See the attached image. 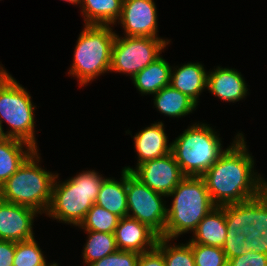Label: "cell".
<instances>
[{
    "label": "cell",
    "instance_id": "obj_1",
    "mask_svg": "<svg viewBox=\"0 0 267 266\" xmlns=\"http://www.w3.org/2000/svg\"><path fill=\"white\" fill-rule=\"evenodd\" d=\"M236 134L231 145L201 176L216 206L246 202L267 189V180L254 170L256 162L243 132Z\"/></svg>",
    "mask_w": 267,
    "mask_h": 266
},
{
    "label": "cell",
    "instance_id": "obj_2",
    "mask_svg": "<svg viewBox=\"0 0 267 266\" xmlns=\"http://www.w3.org/2000/svg\"><path fill=\"white\" fill-rule=\"evenodd\" d=\"M104 178L99 172L87 169L62 181L57 173L46 216L79 227L95 203Z\"/></svg>",
    "mask_w": 267,
    "mask_h": 266
},
{
    "label": "cell",
    "instance_id": "obj_3",
    "mask_svg": "<svg viewBox=\"0 0 267 266\" xmlns=\"http://www.w3.org/2000/svg\"><path fill=\"white\" fill-rule=\"evenodd\" d=\"M168 197L173 199L167 205L165 238L168 239L177 240L182 234L193 232L216 207L202 177L186 176Z\"/></svg>",
    "mask_w": 267,
    "mask_h": 266
},
{
    "label": "cell",
    "instance_id": "obj_4",
    "mask_svg": "<svg viewBox=\"0 0 267 266\" xmlns=\"http://www.w3.org/2000/svg\"><path fill=\"white\" fill-rule=\"evenodd\" d=\"M40 154L39 149H36L2 185L0 198L45 215L50 205L57 173L42 168Z\"/></svg>",
    "mask_w": 267,
    "mask_h": 266
},
{
    "label": "cell",
    "instance_id": "obj_5",
    "mask_svg": "<svg viewBox=\"0 0 267 266\" xmlns=\"http://www.w3.org/2000/svg\"><path fill=\"white\" fill-rule=\"evenodd\" d=\"M113 26L84 25L74 49L68 76L77 78L79 87L110 72L112 45L116 36Z\"/></svg>",
    "mask_w": 267,
    "mask_h": 266
},
{
    "label": "cell",
    "instance_id": "obj_6",
    "mask_svg": "<svg viewBox=\"0 0 267 266\" xmlns=\"http://www.w3.org/2000/svg\"><path fill=\"white\" fill-rule=\"evenodd\" d=\"M210 124L194 122L171 143V153L185 176L201 177L226 150Z\"/></svg>",
    "mask_w": 267,
    "mask_h": 266
},
{
    "label": "cell",
    "instance_id": "obj_7",
    "mask_svg": "<svg viewBox=\"0 0 267 266\" xmlns=\"http://www.w3.org/2000/svg\"><path fill=\"white\" fill-rule=\"evenodd\" d=\"M35 109L30 92L0 64V125H9L5 137L16 138L39 148L35 130Z\"/></svg>",
    "mask_w": 267,
    "mask_h": 266
},
{
    "label": "cell",
    "instance_id": "obj_8",
    "mask_svg": "<svg viewBox=\"0 0 267 266\" xmlns=\"http://www.w3.org/2000/svg\"><path fill=\"white\" fill-rule=\"evenodd\" d=\"M227 232L244 235L248 250L267 254V189L242 203L224 205Z\"/></svg>",
    "mask_w": 267,
    "mask_h": 266
},
{
    "label": "cell",
    "instance_id": "obj_9",
    "mask_svg": "<svg viewBox=\"0 0 267 266\" xmlns=\"http://www.w3.org/2000/svg\"><path fill=\"white\" fill-rule=\"evenodd\" d=\"M170 41L168 38L122 37L116 33L112 45L110 72L126 74L132 79L157 59Z\"/></svg>",
    "mask_w": 267,
    "mask_h": 266
},
{
    "label": "cell",
    "instance_id": "obj_10",
    "mask_svg": "<svg viewBox=\"0 0 267 266\" xmlns=\"http://www.w3.org/2000/svg\"><path fill=\"white\" fill-rule=\"evenodd\" d=\"M127 216L147 225L159 237H165L167 197L150 189L127 170Z\"/></svg>",
    "mask_w": 267,
    "mask_h": 266
},
{
    "label": "cell",
    "instance_id": "obj_11",
    "mask_svg": "<svg viewBox=\"0 0 267 266\" xmlns=\"http://www.w3.org/2000/svg\"><path fill=\"white\" fill-rule=\"evenodd\" d=\"M143 184L164 196H168L176 186L186 177L172 153L150 161L137 167L125 166Z\"/></svg>",
    "mask_w": 267,
    "mask_h": 266
},
{
    "label": "cell",
    "instance_id": "obj_12",
    "mask_svg": "<svg viewBox=\"0 0 267 266\" xmlns=\"http://www.w3.org/2000/svg\"><path fill=\"white\" fill-rule=\"evenodd\" d=\"M157 12L154 0H123L116 24H120L124 36L162 38L158 36Z\"/></svg>",
    "mask_w": 267,
    "mask_h": 266
},
{
    "label": "cell",
    "instance_id": "obj_13",
    "mask_svg": "<svg viewBox=\"0 0 267 266\" xmlns=\"http://www.w3.org/2000/svg\"><path fill=\"white\" fill-rule=\"evenodd\" d=\"M38 211L0 198V240L20 242L34 238Z\"/></svg>",
    "mask_w": 267,
    "mask_h": 266
},
{
    "label": "cell",
    "instance_id": "obj_14",
    "mask_svg": "<svg viewBox=\"0 0 267 266\" xmlns=\"http://www.w3.org/2000/svg\"><path fill=\"white\" fill-rule=\"evenodd\" d=\"M114 235L118 250L139 254L154 249L159 238L147 225L129 216L120 218Z\"/></svg>",
    "mask_w": 267,
    "mask_h": 266
},
{
    "label": "cell",
    "instance_id": "obj_15",
    "mask_svg": "<svg viewBox=\"0 0 267 266\" xmlns=\"http://www.w3.org/2000/svg\"><path fill=\"white\" fill-rule=\"evenodd\" d=\"M244 76L230 67L217 66L208 71L207 90L215 97L225 102H240L249 95Z\"/></svg>",
    "mask_w": 267,
    "mask_h": 266
},
{
    "label": "cell",
    "instance_id": "obj_16",
    "mask_svg": "<svg viewBox=\"0 0 267 266\" xmlns=\"http://www.w3.org/2000/svg\"><path fill=\"white\" fill-rule=\"evenodd\" d=\"M133 137L137 154L136 167L146 161L162 158L171 153L172 143L165 132L164 123L158 121L137 132Z\"/></svg>",
    "mask_w": 267,
    "mask_h": 266
},
{
    "label": "cell",
    "instance_id": "obj_17",
    "mask_svg": "<svg viewBox=\"0 0 267 266\" xmlns=\"http://www.w3.org/2000/svg\"><path fill=\"white\" fill-rule=\"evenodd\" d=\"M207 75L208 71L200 62L172 66L170 85L199 105V96L207 89Z\"/></svg>",
    "mask_w": 267,
    "mask_h": 266
},
{
    "label": "cell",
    "instance_id": "obj_18",
    "mask_svg": "<svg viewBox=\"0 0 267 266\" xmlns=\"http://www.w3.org/2000/svg\"><path fill=\"white\" fill-rule=\"evenodd\" d=\"M192 233L190 243L222 248L227 235L224 205L211 210Z\"/></svg>",
    "mask_w": 267,
    "mask_h": 266
},
{
    "label": "cell",
    "instance_id": "obj_19",
    "mask_svg": "<svg viewBox=\"0 0 267 266\" xmlns=\"http://www.w3.org/2000/svg\"><path fill=\"white\" fill-rule=\"evenodd\" d=\"M121 178H104L95 204L105 208L107 211L116 214L120 218L127 216V170H121Z\"/></svg>",
    "mask_w": 267,
    "mask_h": 266
},
{
    "label": "cell",
    "instance_id": "obj_20",
    "mask_svg": "<svg viewBox=\"0 0 267 266\" xmlns=\"http://www.w3.org/2000/svg\"><path fill=\"white\" fill-rule=\"evenodd\" d=\"M35 150L31 144L16 138L0 139V188Z\"/></svg>",
    "mask_w": 267,
    "mask_h": 266
},
{
    "label": "cell",
    "instance_id": "obj_21",
    "mask_svg": "<svg viewBox=\"0 0 267 266\" xmlns=\"http://www.w3.org/2000/svg\"><path fill=\"white\" fill-rule=\"evenodd\" d=\"M171 70L172 66L160 55L131 80L141 96H152L170 85Z\"/></svg>",
    "mask_w": 267,
    "mask_h": 266
},
{
    "label": "cell",
    "instance_id": "obj_22",
    "mask_svg": "<svg viewBox=\"0 0 267 266\" xmlns=\"http://www.w3.org/2000/svg\"><path fill=\"white\" fill-rule=\"evenodd\" d=\"M123 0H81L79 8L84 25L117 26Z\"/></svg>",
    "mask_w": 267,
    "mask_h": 266
},
{
    "label": "cell",
    "instance_id": "obj_23",
    "mask_svg": "<svg viewBox=\"0 0 267 266\" xmlns=\"http://www.w3.org/2000/svg\"><path fill=\"white\" fill-rule=\"evenodd\" d=\"M153 104L159 113L169 118H181L193 113L197 109V104L187 95L173 88L171 85L165 86L159 92L152 95Z\"/></svg>",
    "mask_w": 267,
    "mask_h": 266
},
{
    "label": "cell",
    "instance_id": "obj_24",
    "mask_svg": "<svg viewBox=\"0 0 267 266\" xmlns=\"http://www.w3.org/2000/svg\"><path fill=\"white\" fill-rule=\"evenodd\" d=\"M87 234L82 250L84 266L100 260L118 250L115 235L96 231H84Z\"/></svg>",
    "mask_w": 267,
    "mask_h": 266
},
{
    "label": "cell",
    "instance_id": "obj_25",
    "mask_svg": "<svg viewBox=\"0 0 267 266\" xmlns=\"http://www.w3.org/2000/svg\"><path fill=\"white\" fill-rule=\"evenodd\" d=\"M170 241L174 239L159 237L156 243V248L164 256L166 266H196L189 241L178 245Z\"/></svg>",
    "mask_w": 267,
    "mask_h": 266
},
{
    "label": "cell",
    "instance_id": "obj_26",
    "mask_svg": "<svg viewBox=\"0 0 267 266\" xmlns=\"http://www.w3.org/2000/svg\"><path fill=\"white\" fill-rule=\"evenodd\" d=\"M119 220V216L94 203L78 228L84 231L114 234Z\"/></svg>",
    "mask_w": 267,
    "mask_h": 266
},
{
    "label": "cell",
    "instance_id": "obj_27",
    "mask_svg": "<svg viewBox=\"0 0 267 266\" xmlns=\"http://www.w3.org/2000/svg\"><path fill=\"white\" fill-rule=\"evenodd\" d=\"M43 253L35 237L16 242L13 266H56L58 264L54 261L48 263Z\"/></svg>",
    "mask_w": 267,
    "mask_h": 266
},
{
    "label": "cell",
    "instance_id": "obj_28",
    "mask_svg": "<svg viewBox=\"0 0 267 266\" xmlns=\"http://www.w3.org/2000/svg\"><path fill=\"white\" fill-rule=\"evenodd\" d=\"M196 266H227L228 259L220 247L190 243Z\"/></svg>",
    "mask_w": 267,
    "mask_h": 266
},
{
    "label": "cell",
    "instance_id": "obj_29",
    "mask_svg": "<svg viewBox=\"0 0 267 266\" xmlns=\"http://www.w3.org/2000/svg\"><path fill=\"white\" fill-rule=\"evenodd\" d=\"M139 253L117 250L88 266H137Z\"/></svg>",
    "mask_w": 267,
    "mask_h": 266
},
{
    "label": "cell",
    "instance_id": "obj_30",
    "mask_svg": "<svg viewBox=\"0 0 267 266\" xmlns=\"http://www.w3.org/2000/svg\"><path fill=\"white\" fill-rule=\"evenodd\" d=\"M245 238L241 233L227 232L226 240L222 247L227 259L241 256L248 251Z\"/></svg>",
    "mask_w": 267,
    "mask_h": 266
},
{
    "label": "cell",
    "instance_id": "obj_31",
    "mask_svg": "<svg viewBox=\"0 0 267 266\" xmlns=\"http://www.w3.org/2000/svg\"><path fill=\"white\" fill-rule=\"evenodd\" d=\"M227 266H267V254L248 250L241 256L228 259Z\"/></svg>",
    "mask_w": 267,
    "mask_h": 266
},
{
    "label": "cell",
    "instance_id": "obj_32",
    "mask_svg": "<svg viewBox=\"0 0 267 266\" xmlns=\"http://www.w3.org/2000/svg\"><path fill=\"white\" fill-rule=\"evenodd\" d=\"M137 266H166L163 254L155 247L154 249L140 253Z\"/></svg>",
    "mask_w": 267,
    "mask_h": 266
},
{
    "label": "cell",
    "instance_id": "obj_33",
    "mask_svg": "<svg viewBox=\"0 0 267 266\" xmlns=\"http://www.w3.org/2000/svg\"><path fill=\"white\" fill-rule=\"evenodd\" d=\"M16 242L0 240V266H13Z\"/></svg>",
    "mask_w": 267,
    "mask_h": 266
},
{
    "label": "cell",
    "instance_id": "obj_34",
    "mask_svg": "<svg viewBox=\"0 0 267 266\" xmlns=\"http://www.w3.org/2000/svg\"><path fill=\"white\" fill-rule=\"evenodd\" d=\"M62 1H65V2H68L69 4H72V5H80V2L81 0H62Z\"/></svg>",
    "mask_w": 267,
    "mask_h": 266
},
{
    "label": "cell",
    "instance_id": "obj_35",
    "mask_svg": "<svg viewBox=\"0 0 267 266\" xmlns=\"http://www.w3.org/2000/svg\"><path fill=\"white\" fill-rule=\"evenodd\" d=\"M3 128L4 127H1V125H0V139L5 137Z\"/></svg>",
    "mask_w": 267,
    "mask_h": 266
}]
</instances>
